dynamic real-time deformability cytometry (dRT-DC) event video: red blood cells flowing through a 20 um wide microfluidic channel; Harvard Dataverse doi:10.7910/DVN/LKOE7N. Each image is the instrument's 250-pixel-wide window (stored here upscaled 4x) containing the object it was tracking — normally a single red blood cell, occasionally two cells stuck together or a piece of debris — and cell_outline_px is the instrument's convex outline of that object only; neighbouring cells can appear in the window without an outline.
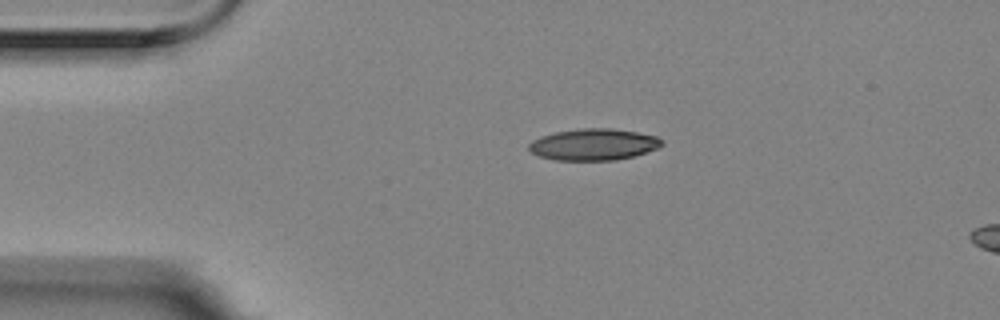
{"species": "Egyptian fruit bat (a non-hibernating species)", "species_latin": "Rousettus aegyptiacus", "temperature_condition": "room temperature", "stored_images_in_passage": 3, "camera_frame_rate_fps": 3000, "um_per_image_px": 0.085, "animal": {"sex": "female"}, "frame": {"image": 1, "passage_image": 1, "time_ms": 0.0, "image_size_px": [1000, 320], "cell_outline_px": [[664, 144], [660, 148], [632, 156], [616, 160], [556, 160], [540, 156], [532, 152], [528, 148], [528, 144], [532, 140], [540, 136], [556, 132], [580, 128], [612, 128], [636, 132], [656, 136], [664, 140]], "centroid_in_image_um": [50.48, 12.27], "position_along_channel_um": 34.5, "area_um2": 24.51}}